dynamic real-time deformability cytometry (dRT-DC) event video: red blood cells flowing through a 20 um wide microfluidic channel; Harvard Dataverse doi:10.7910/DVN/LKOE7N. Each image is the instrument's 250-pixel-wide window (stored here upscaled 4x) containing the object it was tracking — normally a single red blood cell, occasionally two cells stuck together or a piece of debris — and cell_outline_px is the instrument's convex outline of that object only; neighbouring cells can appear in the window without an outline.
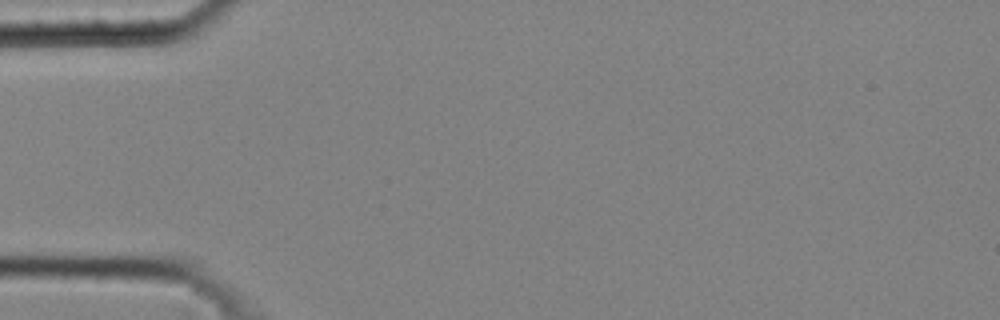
{"species": "common noctule bat (a hibernating species)", "species_latin": "Nyctalus noctula", "temperature_condition": "cold", "stored_images_in_passage": 1, "camera_frame_rate_fps": 3000, "um_per_image_px": 0.085, "animal": {"sex": "male", "body_mass_g": 20.4}, "frame": {"image": 1, "passage_image": 1, "time_ms": 0.0, "image_size_px": [1000, 320], "cell_outline_px": [[308, 12], [300, 24], [288, 36], [256, 56], [248, 52], [244, 40], [264, 12]], "centroid_in_image_um": [23.13, 2.56], "position_along_channel_um": 61.9, "area_um2": 11.16}}